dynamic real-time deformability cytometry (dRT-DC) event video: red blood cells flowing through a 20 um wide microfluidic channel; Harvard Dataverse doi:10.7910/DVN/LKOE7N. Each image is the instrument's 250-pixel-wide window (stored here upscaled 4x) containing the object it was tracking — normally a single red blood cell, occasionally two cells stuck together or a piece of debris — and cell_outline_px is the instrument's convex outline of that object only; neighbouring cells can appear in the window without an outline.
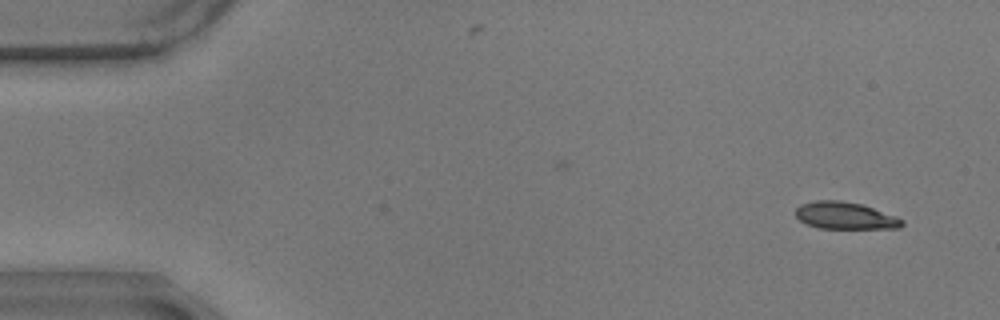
{"species": "common noctule bat (a hibernating species)", "species_latin": "Nyctalus noctula", "temperature_condition": "warm", "stored_images_in_passage": 44, "camera_frame_rate_fps": 3000, "um_per_image_px": 0.085, "animal": {"sex": "male", "body_mass_g": 17.9}, "frame": {"image": 1, "passage_image": 3, "time_ms": 0.667, "image_size_px": [1000, 320], "cell_outline_px": [[904, 224], [900, 228], [820, 228], [808, 224], [800, 220], [796, 216], [796, 208], [800, 204], [816, 200], [840, 200], [860, 204], [896, 216], [904, 220]], "centroid_in_image_um": [71.84, 18.32], "position_along_channel_um": 13.2, "area_um2": 16.65}}
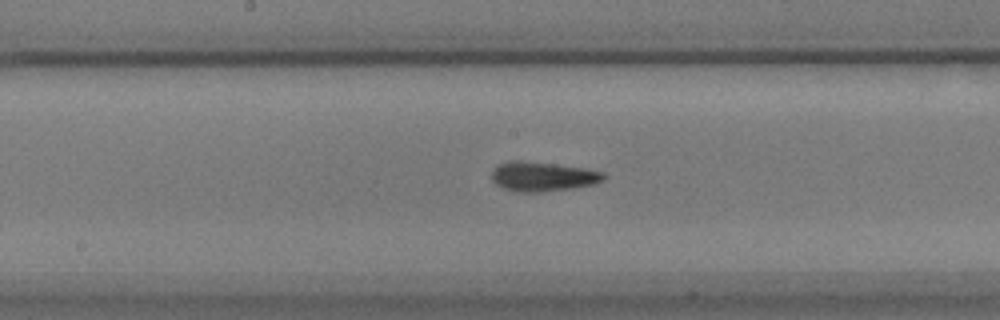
{"frame": {"image": 2, "passage_image": 29, "time_ms": 9.333, "image_size_px": [1000, 320], "cell_outline_px": [[604, 180], [592, 184], [572, 188], [540, 192], [516, 192], [504, 188], [496, 184], [492, 180], [492, 168], [496, 164], [508, 160], [520, 160], [584, 168], [604, 172]], "centroid_in_image_um": [46.06, 14.99], "position_along_channel_um": 202.1, "area_um2": 19.25}}
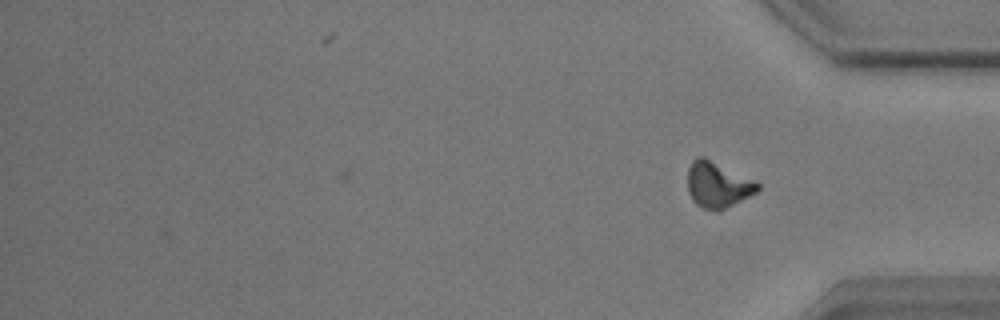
{"frame": {"image": 3, "passage_image": 44, "time_ms": 14.333, "image_size_px": [1000, 320], "cell_outline_px": [[760, 188], [756, 192], [716, 212], [704, 208], [696, 204], [692, 200], [688, 192], [688, 168], [692, 160], [700, 156], [704, 156], [760, 184]], "centroid_in_image_um": [60.95, 15.7], "position_along_channel_um": 374.2, "area_um2": 18.32}, "authors_computed_cell_mechanics": {"area_um2": 17.9469, "velocity_mm_per_s": 3.51, "shape_relaxation_time_tau1_ms": 3.2619, "shape_relaxation_time_tau2_ms": 3.0732, "deformation_change_tau1": 0.1717, "deformation_change_tau2": 0.1137}}